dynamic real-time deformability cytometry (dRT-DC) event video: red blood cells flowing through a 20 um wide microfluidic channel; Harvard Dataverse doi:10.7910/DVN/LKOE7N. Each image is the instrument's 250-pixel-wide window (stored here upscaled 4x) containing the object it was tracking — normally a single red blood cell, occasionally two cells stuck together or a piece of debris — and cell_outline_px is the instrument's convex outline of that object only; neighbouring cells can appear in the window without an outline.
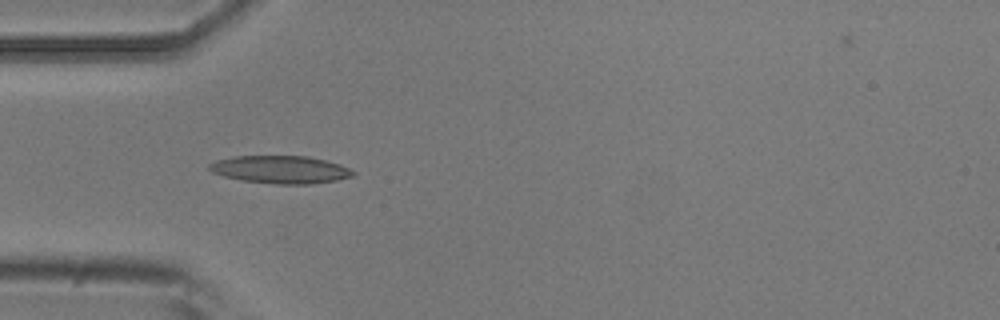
{"species": "common noctule bat (a hibernating species)", "species_latin": "Nyctalus noctula", "temperature_condition": "room temperature", "stored_images_in_passage": 8, "camera_frame_rate_fps": 3000, "um_per_image_px": 0.085, "animal": {"sex": "male", "body_mass_g": 20.5, "forearm_length_mm": 52.5}, "frame": {"image": 1, "passage_image": 5, "time_ms": 4.333, "image_size_px": [1000, 320], "cell_outline_px": [[356, 172], [352, 176], [336, 180], [308, 184], [276, 184], [244, 180], [224, 176], [212, 172], [208, 168], [208, 164], [216, 160], [236, 156], [308, 156], [340, 164]], "centroid_in_image_um": [23.83, 14.4], "position_along_channel_um": 61.2, "area_um2": 23.0}}
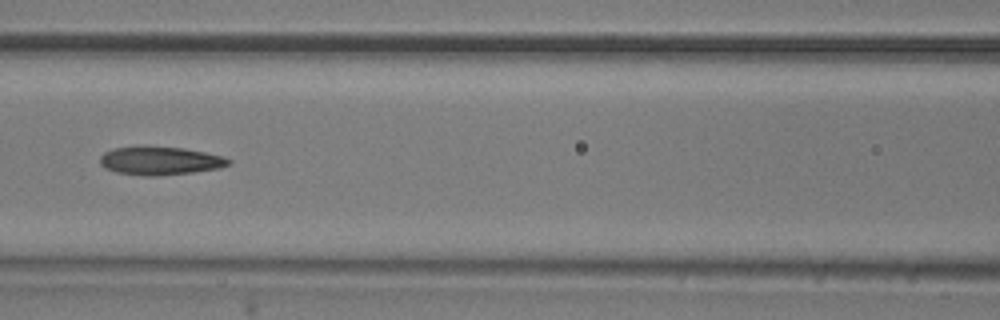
{"frame": {"image": 2, "passage_image": 7, "time_ms": 6.667, "image_size_px": [1000, 320], "cell_outline_px": [[232, 160], [228, 164], [220, 168], [192, 172], [156, 176], [144, 176], [116, 172], [104, 168], [100, 164], [100, 156], [104, 152], [112, 148], [184, 148], [204, 152], [220, 156]], "centroid_in_image_um": [13.58, 13.69], "position_along_channel_um": 153.0, "area_um2": 20.63}}
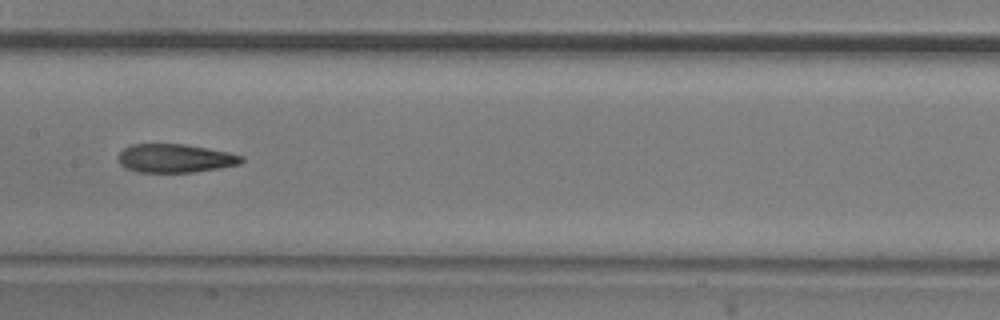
{"frame": {"image": 3, "passage_image": 8, "time_ms": 7.667, "image_size_px": [1000, 320], "cell_outline_px": [[244, 160], [240, 164], [220, 168], [192, 172], [136, 172], [124, 168], [116, 160], [116, 156], [124, 148], [132, 144], [184, 144], [228, 152], [244, 156]], "centroid_in_image_um": [14.84, 13.46], "position_along_channel_um": 192.6, "area_um2": 20.69}}